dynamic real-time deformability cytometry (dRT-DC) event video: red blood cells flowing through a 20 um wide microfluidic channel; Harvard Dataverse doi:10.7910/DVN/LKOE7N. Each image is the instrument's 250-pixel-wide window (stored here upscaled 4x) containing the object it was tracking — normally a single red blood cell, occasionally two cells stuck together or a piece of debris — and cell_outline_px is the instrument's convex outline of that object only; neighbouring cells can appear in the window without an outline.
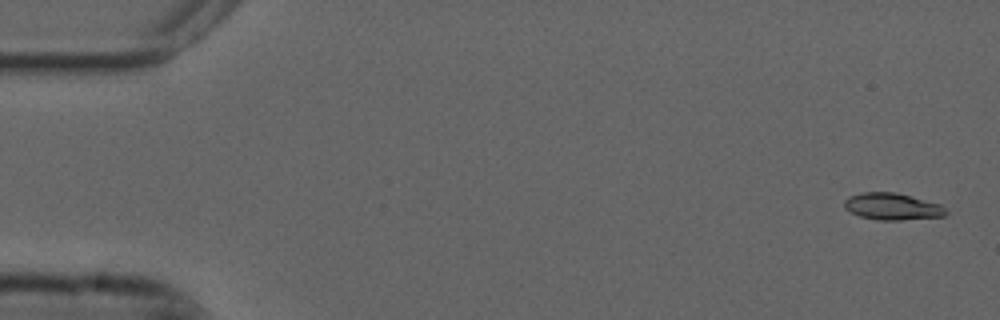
{"species": "common noctule bat (a hibernating species)", "species_latin": "Nyctalus noctula", "temperature_condition": "cold", "stored_images_in_passage": 54, "camera_frame_rate_fps": 3000, "um_per_image_px": 0.085, "animal": {"sex": "male", "forearm_length_mm": 52.5}, "frame": {"image": 1, "passage_image": 2, "time_ms": 0.333, "image_size_px": [1000, 320], "cell_outline_px": [[948, 212], [944, 216], [900, 220], [876, 220], [860, 216], [844, 208], [844, 200], [848, 196], [860, 192], [896, 192], [940, 204]], "centroid_in_image_um": [75.81, 17.55], "position_along_channel_um": 9.2, "area_um2": 15.9}}
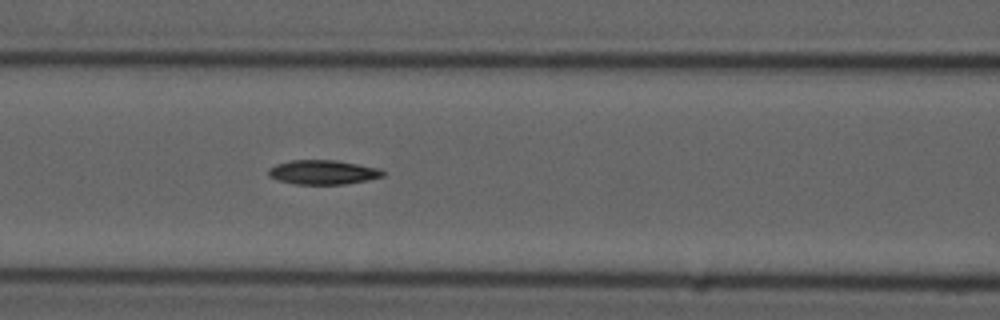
{"frame": {"image": 2, "passage_image": 23, "time_ms": 7.333, "image_size_px": [1000, 320], "cell_outline_px": [[384, 176], [368, 180], [344, 184], [296, 184], [280, 180], [268, 176], [268, 168], [276, 164], [292, 160], [336, 160], [380, 168], [384, 172]], "centroid_in_image_um": [27.46, 14.63], "position_along_channel_um": 139.1, "area_um2": 16.18}}
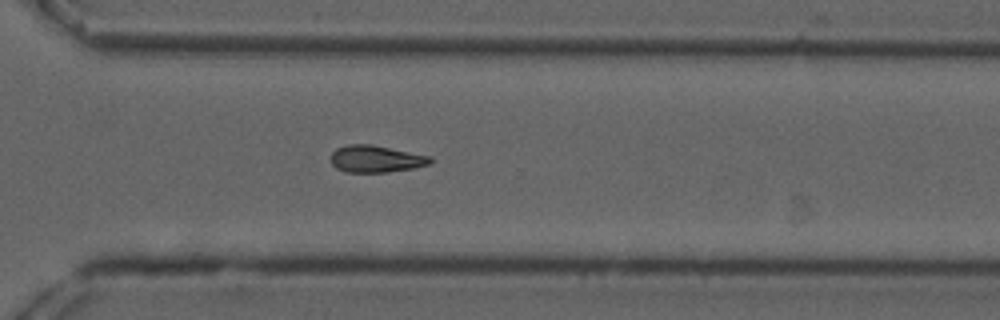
{"frame": {"image": 3, "passage_image": 39, "time_ms": 12.667, "image_size_px": [1000, 320], "cell_outline_px": [[432, 164], [416, 168], [388, 172], [344, 172], [336, 168], [332, 164], [332, 152], [336, 148], [348, 144], [372, 144], [432, 156]], "centroid_in_image_um": [32.0, 13.51], "position_along_channel_um": 338.6, "area_um2": 15.9}, "authors_computed_cell_mechanics": {"area_um2": 15.7794, "velocity_mm_per_s": 3.7505, "shape_relaxation_time_tau1_ms": 10.2303, "shape_relaxation_time_tau2_ms": null, "deformation_change_tau1": 0.1687, "deformation_change_tau2": null}}